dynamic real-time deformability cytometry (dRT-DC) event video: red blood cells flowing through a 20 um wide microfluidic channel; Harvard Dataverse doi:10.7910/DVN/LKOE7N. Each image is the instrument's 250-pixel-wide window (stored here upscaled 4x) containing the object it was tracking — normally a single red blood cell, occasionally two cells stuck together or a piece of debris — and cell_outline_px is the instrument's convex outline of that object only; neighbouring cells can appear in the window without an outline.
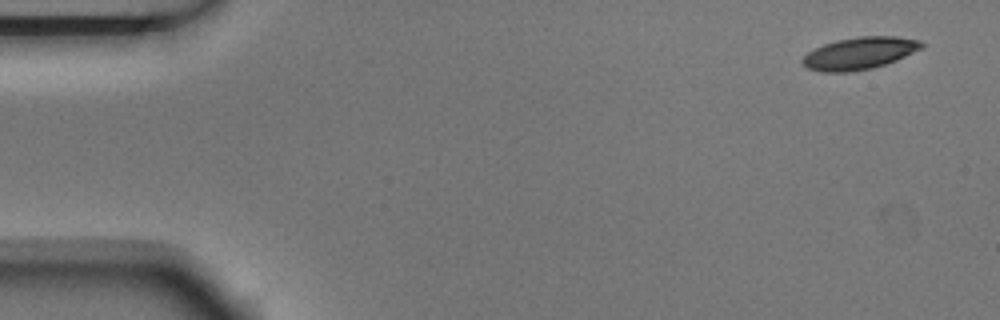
{"species": "Egyptian fruit bat (a non-hibernating species)", "species_latin": "Rousettus aegyptiacus", "temperature_condition": "room temperature", "stored_images_in_passage": 7, "camera_frame_rate_fps": 3000, "um_per_image_px": 0.085, "animal": {"sex": "male"}, "frame": {"image": 1, "passage_image": 1, "time_ms": 0.0, "image_size_px": [1000, 320], "cell_outline_px": [[924, 48], [896, 60], [872, 68], [848, 72], [820, 72], [808, 68], [800, 60], [808, 52], [824, 44], [836, 40], [860, 36], [896, 36], [920, 40], [924, 44]], "centroid_in_image_um": [73.08, 4.52], "position_along_channel_um": 11.9, "area_um2": 22.31}}
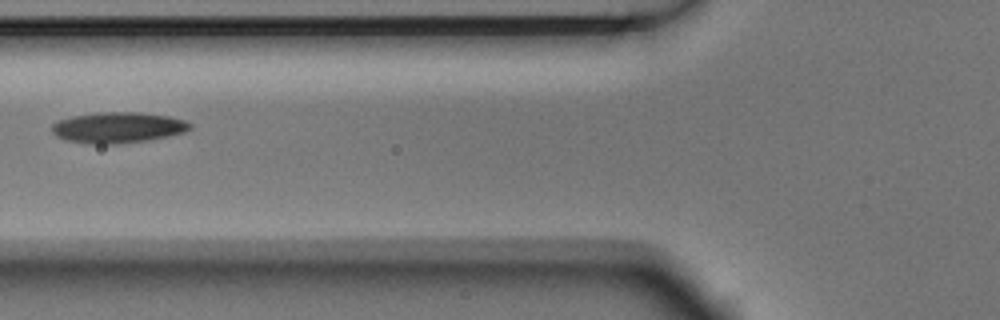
{"frame": {"image": 2, "passage_image": 6, "time_ms": 1.667, "image_size_px": [1000, 320], "cell_outline_px": [[192, 128], [184, 132], [168, 136], [148, 140], [116, 144], [96, 144], [68, 140], [56, 136], [52, 132], [52, 124], [56, 120], [72, 116], [96, 112], [140, 112], [168, 116], [184, 120], [192, 124]], "centroid_in_image_um": [10.02, 10.83], "position_along_channel_um": 115.8, "area_um2": 24.85}}
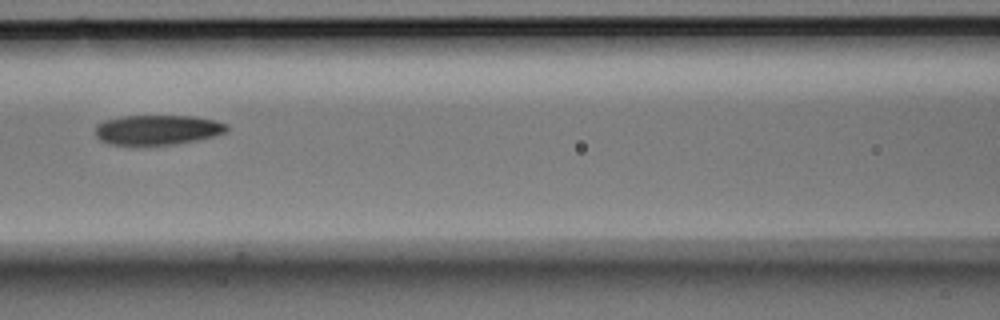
{"frame": {"image": 3, "passage_image": 7, "time_ms": 2.0, "image_size_px": [1000, 320], "cell_outline_px": [[228, 128], [224, 132], [212, 136], [196, 140], [172, 144], [108, 144], [100, 140], [96, 136], [96, 124], [104, 120], [120, 116], [192, 116], [216, 120], [228, 124]], "centroid_in_image_um": [13.36, 11.02], "position_along_channel_um": 153.2, "area_um2": 22.66}}